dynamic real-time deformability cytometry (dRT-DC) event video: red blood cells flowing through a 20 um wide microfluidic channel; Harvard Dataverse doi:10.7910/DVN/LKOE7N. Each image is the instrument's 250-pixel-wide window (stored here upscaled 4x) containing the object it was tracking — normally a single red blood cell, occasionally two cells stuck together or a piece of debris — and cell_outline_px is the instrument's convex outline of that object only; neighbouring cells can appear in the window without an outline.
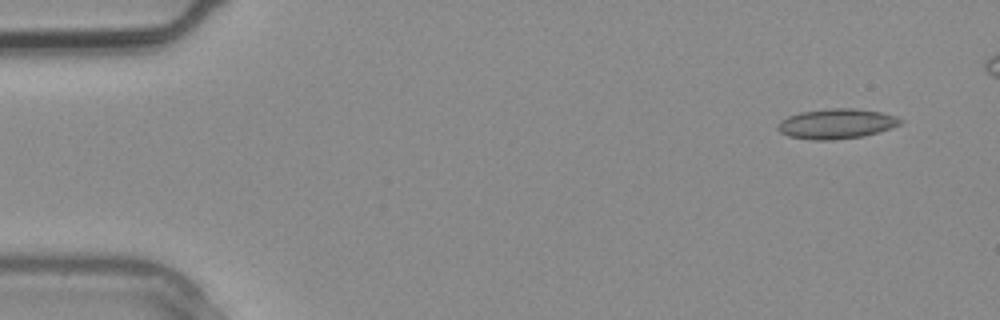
{"species": "common noctule bat (a hibernating species)", "species_latin": "Nyctalus noctula", "temperature_condition": "warm", "stored_images_in_passage": 3, "camera_frame_rate_fps": 3000, "um_per_image_px": 0.085, "animal": {"sex": "male", "body_mass_g": 20.4}, "frame": {"image": 1, "passage_image": 1, "time_ms": 0.0, "image_size_px": [1000, 320], "cell_outline_px": [[904, 120], [900, 124], [892, 128], [880, 132], [864, 136], [832, 140], [812, 140], [788, 136], [780, 132], [776, 128], [776, 124], [780, 120], [788, 116], [800, 112], [832, 108], [852, 108], [880, 112], [896, 116]], "centroid_in_image_um": [71.09, 10.52], "position_along_channel_um": 13.9, "area_um2": 21.62}}